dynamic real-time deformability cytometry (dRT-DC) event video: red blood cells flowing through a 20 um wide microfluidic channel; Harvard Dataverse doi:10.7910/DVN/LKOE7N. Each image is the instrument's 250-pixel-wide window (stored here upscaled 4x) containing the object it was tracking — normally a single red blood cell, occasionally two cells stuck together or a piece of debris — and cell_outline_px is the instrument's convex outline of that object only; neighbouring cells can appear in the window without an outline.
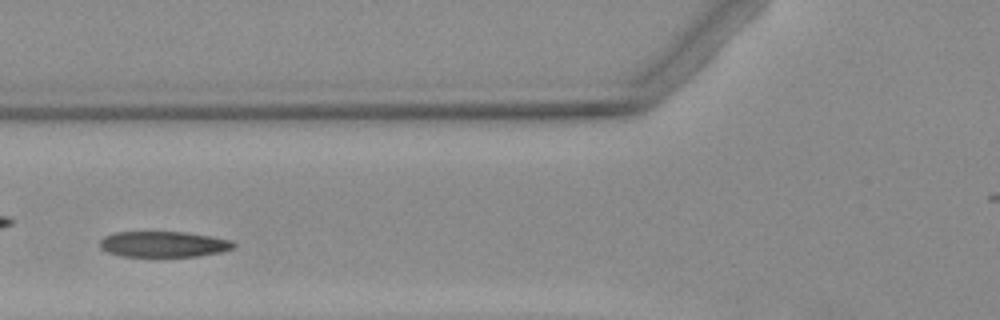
{"species": "Egyptian fruit bat (a non-hibernating species)", "species_latin": "Rousettus aegyptiacus", "temperature_condition": "warm", "stored_images_in_passage": 6, "camera_frame_rate_fps": 3000, "um_per_image_px": 0.085, "animal": {"sex": "female"}, "frame": {"image": 1, "passage_image": 6, "time_ms": 7.0, "image_size_px": [1000, 320], "cell_outline_px": [[236, 248], [220, 252], [196, 256], [120, 256], [108, 252], [100, 248], [100, 240], [104, 236], [112, 232], [184, 232], [212, 236], [232, 240], [236, 244]], "centroid_in_image_um": [13.91, 20.75], "position_along_channel_um": 111.9, "area_um2": 20.17}}